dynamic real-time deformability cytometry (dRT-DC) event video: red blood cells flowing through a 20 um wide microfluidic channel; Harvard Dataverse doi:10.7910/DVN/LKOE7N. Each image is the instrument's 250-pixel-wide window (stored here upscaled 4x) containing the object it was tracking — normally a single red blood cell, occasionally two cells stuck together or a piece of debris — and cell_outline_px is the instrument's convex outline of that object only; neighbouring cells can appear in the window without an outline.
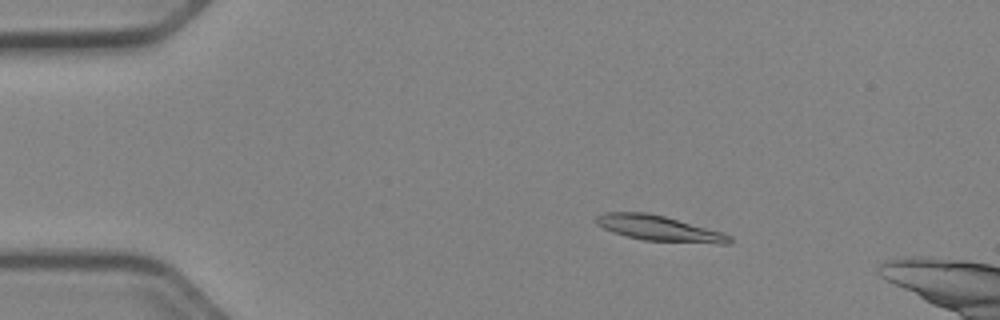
{"species": "Egyptian fruit bat (a non-hibernating species)", "species_latin": "Rousettus aegyptiacus", "temperature_condition": "cold", "stored_images_in_passage": 53, "camera_frame_rate_fps": 3000, "um_per_image_px": 0.085, "animal": {"sex": "female"}, "frame": {"image": 1, "passage_image": 10, "time_ms": 3.0, "image_size_px": [1000, 320], "cell_outline_px": [[732, 240], [728, 244], [720, 244], [644, 240], [612, 232], [596, 224], [596, 216], [604, 212], [648, 212], [664, 216], [724, 232], [732, 236]], "centroid_in_image_um": [56.06, 19.4], "position_along_channel_um": 28.9, "area_um2": 19.77}}
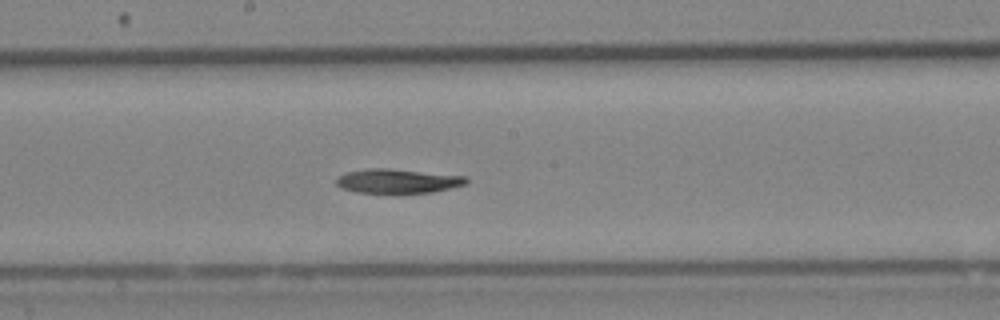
{"frame": {"image": 2, "passage_image": 29, "time_ms": 9.333, "image_size_px": [1000, 320], "cell_outline_px": [[468, 184], [432, 192], [356, 192], [340, 188], [336, 184], [336, 180], [340, 176], [348, 172], [368, 168], [388, 168], [468, 176]], "centroid_in_image_um": [33.84, 15.37], "position_along_channel_um": 214.4, "area_um2": 18.21}}
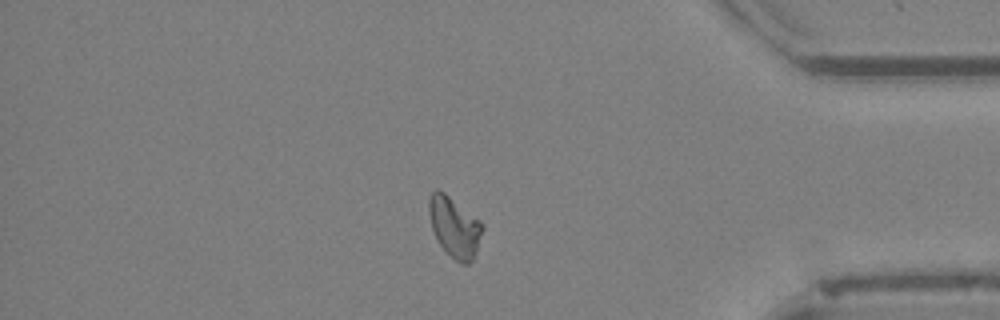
{"frame": {"image": 3, "passage_image": 45, "time_ms": 14.667, "image_size_px": [1000, 320], "cell_outline_px": [[484, 228], [472, 260], [468, 264], [460, 264], [440, 244], [432, 228], [428, 212], [428, 196], [436, 188], [444, 192], [480, 220]], "centroid_in_image_um": [38.62, 19.26], "position_along_channel_um": 396.6, "area_um2": 18.55}, "authors_computed_cell_mechanics": {"area_um2": 18.9006, "velocity_mm_per_s": 3.9362, "shape_relaxation_time_tau1_ms": 8.8915, "shape_relaxation_time_tau2_ms": null, "deformation_change_tau1": 0.2192, "deformation_change_tau2": null}}